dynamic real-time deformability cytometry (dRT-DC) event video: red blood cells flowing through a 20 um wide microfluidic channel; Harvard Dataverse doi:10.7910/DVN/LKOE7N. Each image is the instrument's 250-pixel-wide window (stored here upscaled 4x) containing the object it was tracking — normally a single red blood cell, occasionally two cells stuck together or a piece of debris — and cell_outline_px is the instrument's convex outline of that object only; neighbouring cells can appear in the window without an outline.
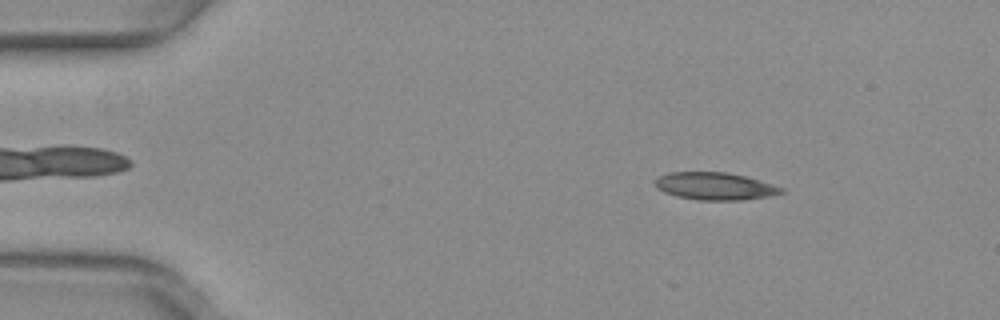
{"species": "common noctule bat (a hibernating species)", "species_latin": "Nyctalus noctula", "temperature_condition": "warm", "stored_images_in_passage": 50, "camera_frame_rate_fps": 3000, "um_per_image_px": 0.085, "animal": {"sex": "female", "body_mass_g": 29.2, "forearm_length_mm": 56.3}, "frame": {"image": 1, "passage_image": 6, "time_ms": 1.667, "image_size_px": [1000, 320], "cell_outline_px": [[784, 192], [772, 196], [740, 200], [696, 200], [676, 196], [664, 192], [656, 188], [656, 180], [660, 176], [668, 172], [728, 172], [744, 176], [772, 184], [784, 188]], "centroid_in_image_um": [60.78, 15.83], "position_along_channel_um": 24.2, "area_um2": 20.17}}
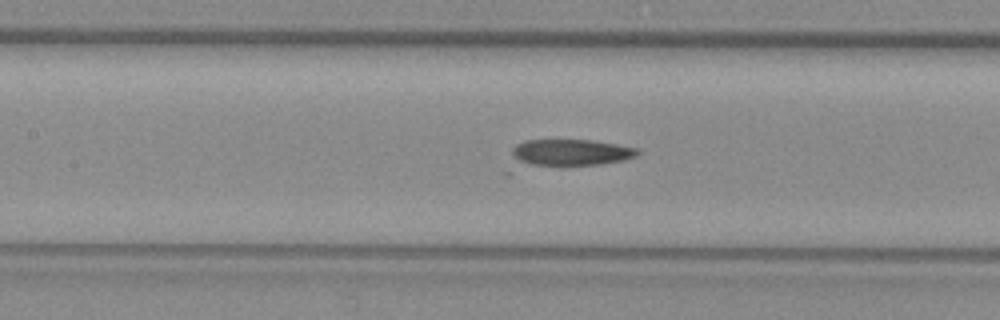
{"frame": {"image": 2, "passage_image": 22, "time_ms": 7.0, "image_size_px": [1000, 320], "cell_outline_px": [[640, 152], [636, 156], [624, 160], [600, 164], [564, 168], [560, 168], [516, 164], [512, 152], [512, 148], [516, 144], [524, 140], [592, 140], [616, 144], [636, 148]], "centroid_in_image_um": [48.43, 13.01], "position_along_channel_um": 159.0, "area_um2": 20.35}}
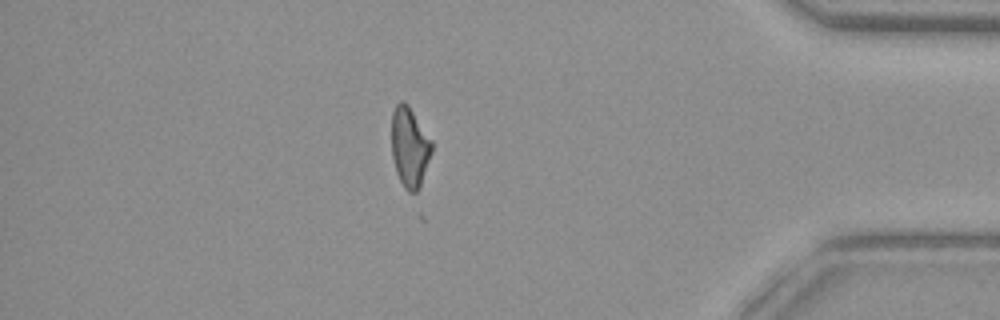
{"frame": {"image": 3, "passage_image": 43, "time_ms": 14.0, "image_size_px": [1000, 320], "cell_outline_px": [[432, 152], [420, 188], [416, 192], [408, 192], [404, 188], [396, 172], [392, 156], [392, 112], [396, 104], [400, 100], [404, 100], [408, 104], [432, 140]], "centroid_in_image_um": [34.82, 12.5], "position_along_channel_um": 400.4, "area_um2": 18.9}, "authors_computed_cell_mechanics": {"area_um2": 20.0566, "velocity_mm_per_s": 3.9963, "shape_relaxation_time_tau1_ms": null, "shape_relaxation_time_tau2_ms": 7.5442, "deformation_change_tau1": null, "deformation_change_tau2": 0.1707}}